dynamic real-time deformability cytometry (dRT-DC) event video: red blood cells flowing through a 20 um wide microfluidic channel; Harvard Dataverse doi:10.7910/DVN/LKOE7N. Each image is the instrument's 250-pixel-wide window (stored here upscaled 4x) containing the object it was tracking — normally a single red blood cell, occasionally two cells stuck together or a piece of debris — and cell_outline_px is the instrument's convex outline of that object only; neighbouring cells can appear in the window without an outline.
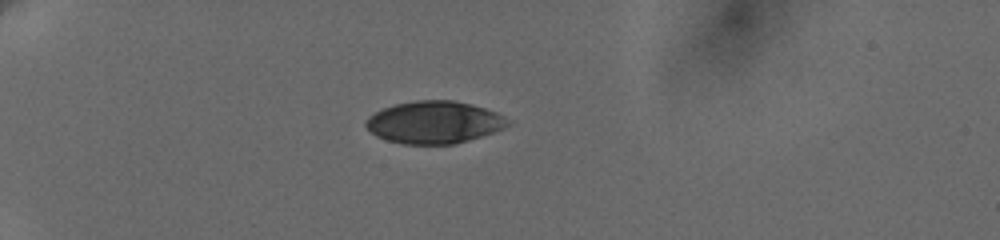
{"species": "human", "species_latin": "Homo sapiens", "temperature_condition": "cold", "stored_images_in_passage": 4, "camera_frame_rate_fps": 3000, "um_per_image_px": 0.085, "donor": {"sex": "female"}, "frame": {"image": 1, "passage_image": 1, "time_ms": 0.0, "image_size_px": [1000, 240], "cell_outline_px": [[508, 124], [492, 132], [468, 140], [452, 144], [404, 144], [388, 140], [376, 136], [364, 124], [368, 116], [384, 108], [396, 104], [416, 100], [452, 100], [472, 104], [496, 112]], "centroid_in_image_um": [36.83, 10.39], "position_along_channel_um": 48.2, "area_um2": 34.33}}
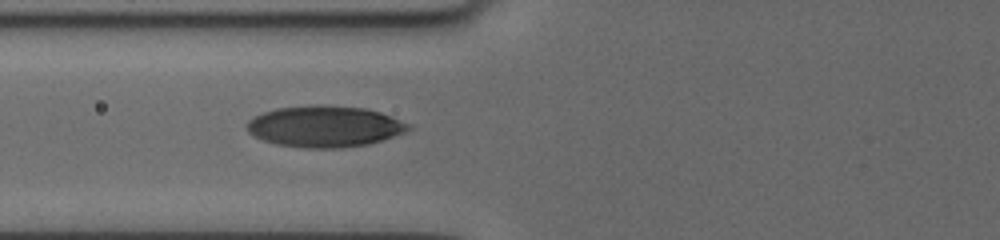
{"frame": {"image": 2, "passage_image": 4, "time_ms": 2.667, "image_size_px": [1000, 240], "cell_outline_px": [[412, 128], [404, 132], [368, 144], [340, 148], [308, 148], [276, 144], [264, 140], [248, 132], [248, 120], [252, 116], [276, 108], [316, 104], [320, 104], [364, 108], [380, 112], [392, 116], [408, 124]], "centroid_in_image_um": [27.58, 10.73], "position_along_channel_um": 98.2, "area_um2": 38.67}}